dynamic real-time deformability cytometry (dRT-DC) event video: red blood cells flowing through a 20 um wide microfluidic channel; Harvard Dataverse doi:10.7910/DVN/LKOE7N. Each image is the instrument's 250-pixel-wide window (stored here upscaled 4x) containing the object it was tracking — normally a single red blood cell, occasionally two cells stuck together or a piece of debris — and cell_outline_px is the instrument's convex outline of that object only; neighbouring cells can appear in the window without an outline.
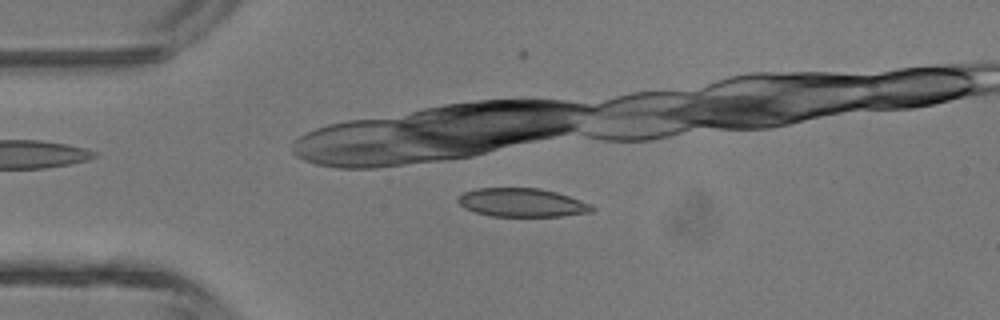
{"species": "common noctule bat (a hibernating species)", "species_latin": "Nyctalus noctula", "temperature_condition": "room temperature", "stored_images_in_passage": 5, "camera_frame_rate_fps": 3000, "um_per_image_px": 0.085, "animal": {"sex": "male", "body_mass_g": 13.3}, "frame": {"image": 1, "passage_image": 4, "time_ms": 3.333, "image_size_px": [1000, 320], "cell_outline_px": [[596, 208], [592, 212], [560, 216], [492, 216], [476, 212], [464, 208], [456, 200], [464, 192], [476, 188], [540, 188], [556, 192], [592, 204]], "centroid_in_image_um": [44.38, 17.22], "position_along_channel_um": 40.6, "area_um2": 22.25}}